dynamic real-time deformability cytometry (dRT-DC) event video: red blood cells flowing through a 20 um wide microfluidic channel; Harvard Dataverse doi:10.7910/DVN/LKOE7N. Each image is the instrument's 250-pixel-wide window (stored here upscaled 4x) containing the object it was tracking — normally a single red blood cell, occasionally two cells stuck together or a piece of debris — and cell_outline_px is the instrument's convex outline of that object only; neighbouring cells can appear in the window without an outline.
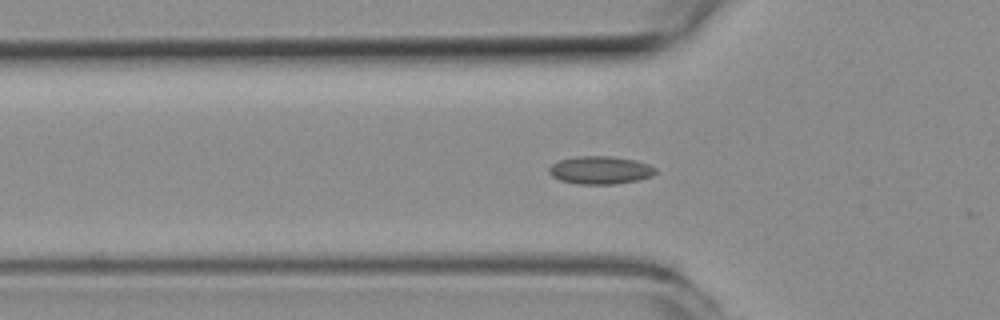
{"species": "common noctule bat (a hibernating species)", "species_latin": "Nyctalus noctula", "temperature_condition": "room temperature", "stored_images_in_passage": 7, "camera_frame_rate_fps": 3000, "um_per_image_px": 0.085, "animal": {"sex": "female", "body_mass_g": 19.3, "forearm_length_mm": 54.1}, "frame": {"image": 1, "passage_image": 6, "time_ms": 1.667, "image_size_px": [1000, 320], "cell_outline_px": [[656, 172], [652, 176], [640, 180], [612, 184], [576, 184], [560, 180], [552, 176], [548, 172], [548, 168], [552, 164], [560, 160], [576, 156], [612, 156], [636, 160], [648, 164], [656, 168]], "centroid_in_image_um": [51.02, 14.46], "position_along_channel_um": 74.8, "area_um2": 17.46}}